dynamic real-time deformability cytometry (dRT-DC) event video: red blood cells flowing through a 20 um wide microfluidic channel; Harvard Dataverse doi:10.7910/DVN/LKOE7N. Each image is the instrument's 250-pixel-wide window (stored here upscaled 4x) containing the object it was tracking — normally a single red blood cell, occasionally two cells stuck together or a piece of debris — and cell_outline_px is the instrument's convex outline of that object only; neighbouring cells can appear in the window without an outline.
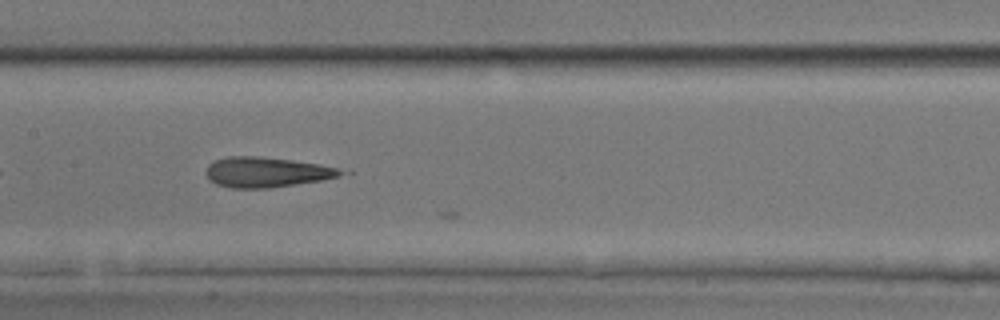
{"species": "common noctule bat (a hibernating species)", "species_latin": "Nyctalus noctula", "temperature_condition": "room temperature", "stored_images_in_passage": 31, "camera_frame_rate_fps": 3000, "um_per_image_px": 0.085, "animal": {"sex": "male", "body_mass_g": 17.9, "forearm_length_mm": 54.2}, "frame": {"image": 1, "passage_image": 20, "time_ms": 6.333, "image_size_px": [1000, 320], "cell_outline_px": [[352, 172], [340, 176], [320, 180], [268, 188], [232, 188], [216, 184], [208, 180], [204, 172], [208, 164], [216, 160], [228, 156], [256, 156], [292, 160], [352, 168]], "centroid_in_image_um": [22.76, 14.62], "position_along_channel_um": 184.6, "area_um2": 24.28}}